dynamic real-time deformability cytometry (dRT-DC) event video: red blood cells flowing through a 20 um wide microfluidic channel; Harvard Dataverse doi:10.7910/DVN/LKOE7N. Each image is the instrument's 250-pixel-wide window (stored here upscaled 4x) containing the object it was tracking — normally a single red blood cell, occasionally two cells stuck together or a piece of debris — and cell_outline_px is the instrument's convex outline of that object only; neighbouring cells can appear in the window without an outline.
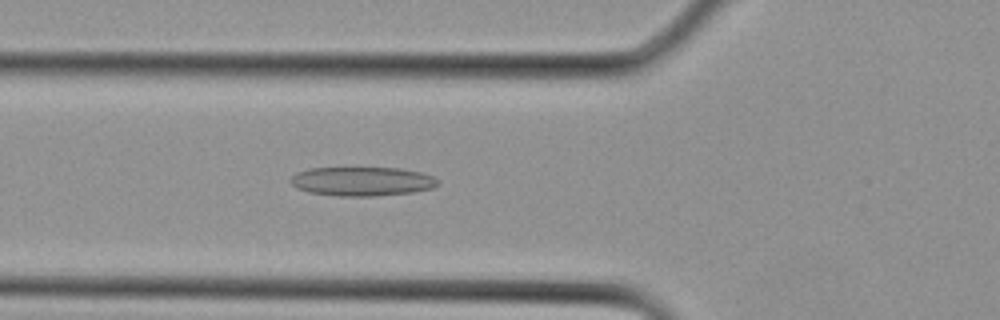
{"species": "Egyptian fruit bat (a non-hibernating species)", "species_latin": "Rousettus aegyptiacus", "temperature_condition": "cold", "stored_images_in_passage": 13, "camera_frame_rate_fps": 3000, "um_per_image_px": 0.085, "animal": {"sex": "female"}, "frame": {"image": 1, "passage_image": 11, "time_ms": 3.333, "image_size_px": [1000, 320], "cell_outline_px": [[440, 184], [432, 188], [412, 192], [372, 196], [340, 196], [308, 192], [296, 188], [288, 180], [296, 172], [312, 168], [400, 168], [420, 172], [432, 176], [440, 180]], "centroid_in_image_um": [30.77, 15.41], "position_along_channel_um": 95.0, "area_um2": 24.97}}
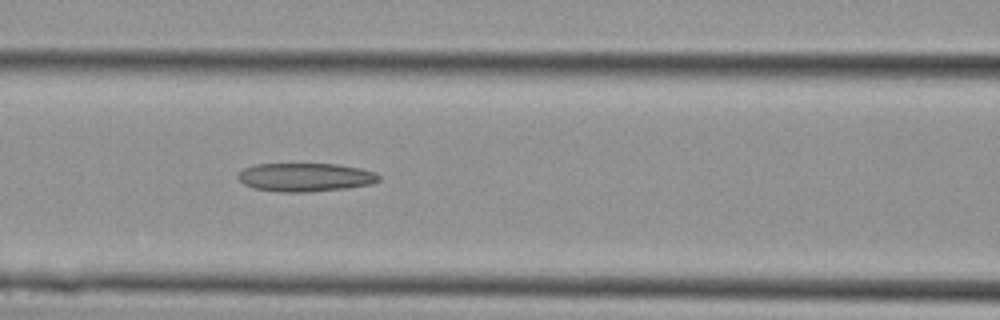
{"frame": {"image": 2, "passage_image": 13, "time_ms": 4.0, "image_size_px": [1000, 320], "cell_outline_px": [[380, 180], [372, 184], [348, 188], [312, 192], [280, 192], [256, 188], [244, 184], [236, 176], [244, 168], [256, 164], [340, 164], [360, 168], [376, 172], [380, 176]], "centroid_in_image_um": [26.0, 15.06], "position_along_channel_um": 140.6, "area_um2": 23.52}}